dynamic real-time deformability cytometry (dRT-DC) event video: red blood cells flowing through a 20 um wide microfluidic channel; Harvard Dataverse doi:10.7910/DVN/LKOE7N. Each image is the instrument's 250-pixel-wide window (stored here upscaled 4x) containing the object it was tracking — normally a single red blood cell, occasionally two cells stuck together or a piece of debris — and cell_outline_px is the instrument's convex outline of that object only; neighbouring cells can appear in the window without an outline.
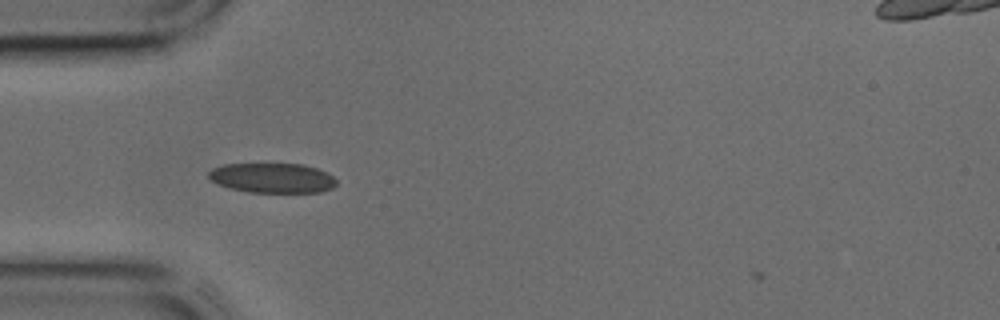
{"species": "common noctule bat (a hibernating species)", "species_latin": "Nyctalus noctula", "temperature_condition": "cold", "stored_images_in_passage": 34, "camera_frame_rate_fps": 3000, "um_per_image_px": 0.085, "animal": {"sex": "male", "body_mass_g": 17.9, "forearm_length_mm": 54.2}, "frame": {"image": 1, "passage_image": 4, "time_ms": 1.0, "image_size_px": [1000, 320], "cell_outline_px": [[336, 184], [332, 188], [320, 192], [248, 192], [232, 188], [220, 184], [212, 180], [208, 176], [208, 172], [212, 168], [224, 164], [304, 164], [328, 172], [336, 180]], "centroid_in_image_um": [23.18, 15.12], "position_along_channel_um": 61.8, "area_um2": 22.08}}
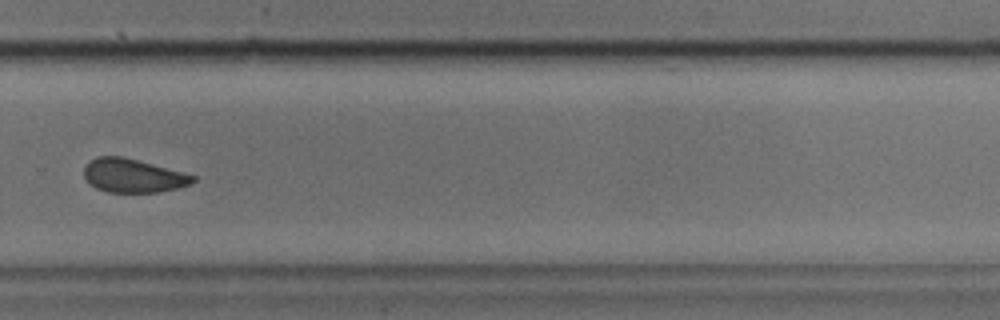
{"frame": {"image": 2, "passage_image": 21, "time_ms": 6.667, "image_size_px": [1000, 320], "cell_outline_px": [[196, 180], [192, 184], [160, 192], [108, 192], [96, 188], [84, 176], [84, 164], [88, 160], [96, 156], [124, 156], [196, 176]], "centroid_in_image_um": [11.29, 14.92], "position_along_channel_um": 318.5, "area_um2": 21.39}}
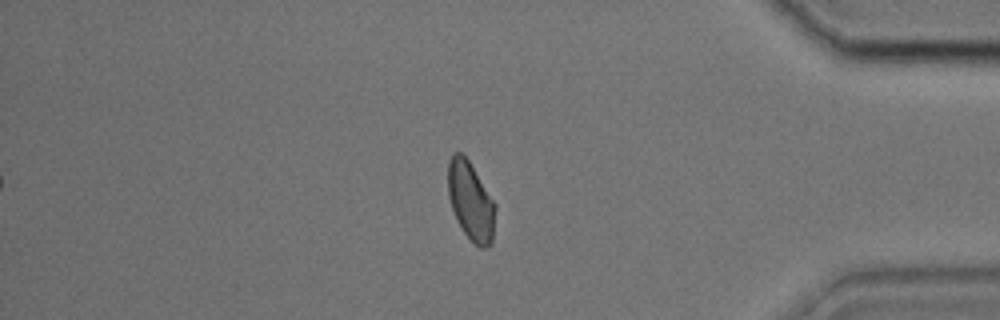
{"frame": {"image": 3, "passage_image": 28, "time_ms": 9.0, "image_size_px": [1000, 320], "cell_outline_px": [[496, 208], [492, 244], [488, 248], [480, 248], [464, 232], [456, 220], [448, 196], [448, 160], [452, 152], [460, 152], [468, 160], [496, 204]], "centroid_in_image_um": [40.01, 17.1], "position_along_channel_um": 395.2, "area_um2": 21.68}}